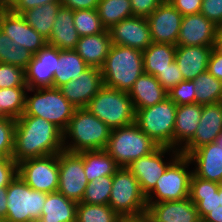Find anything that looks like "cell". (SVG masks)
Wrapping results in <instances>:
<instances>
[{"label":"cell","mask_w":222,"mask_h":222,"mask_svg":"<svg viewBox=\"0 0 222 222\" xmlns=\"http://www.w3.org/2000/svg\"><path fill=\"white\" fill-rule=\"evenodd\" d=\"M64 150L63 131L42 117L16 119L12 159L18 164L29 158L58 154Z\"/></svg>","instance_id":"1"},{"label":"cell","mask_w":222,"mask_h":222,"mask_svg":"<svg viewBox=\"0 0 222 222\" xmlns=\"http://www.w3.org/2000/svg\"><path fill=\"white\" fill-rule=\"evenodd\" d=\"M111 130L86 108H76L63 131L64 150L73 153L105 150Z\"/></svg>","instance_id":"2"},{"label":"cell","mask_w":222,"mask_h":222,"mask_svg":"<svg viewBox=\"0 0 222 222\" xmlns=\"http://www.w3.org/2000/svg\"><path fill=\"white\" fill-rule=\"evenodd\" d=\"M144 73L142 51L115 44L101 68L104 86L127 93Z\"/></svg>","instance_id":"3"},{"label":"cell","mask_w":222,"mask_h":222,"mask_svg":"<svg viewBox=\"0 0 222 222\" xmlns=\"http://www.w3.org/2000/svg\"><path fill=\"white\" fill-rule=\"evenodd\" d=\"M75 109L59 88H28L25 111L21 116L42 117L64 131Z\"/></svg>","instance_id":"4"},{"label":"cell","mask_w":222,"mask_h":222,"mask_svg":"<svg viewBox=\"0 0 222 222\" xmlns=\"http://www.w3.org/2000/svg\"><path fill=\"white\" fill-rule=\"evenodd\" d=\"M111 129L135 123V108L129 93L103 86L85 107Z\"/></svg>","instance_id":"5"},{"label":"cell","mask_w":222,"mask_h":222,"mask_svg":"<svg viewBox=\"0 0 222 222\" xmlns=\"http://www.w3.org/2000/svg\"><path fill=\"white\" fill-rule=\"evenodd\" d=\"M159 145L148 137L135 123L111 130L105 151L119 167L155 151Z\"/></svg>","instance_id":"6"},{"label":"cell","mask_w":222,"mask_h":222,"mask_svg":"<svg viewBox=\"0 0 222 222\" xmlns=\"http://www.w3.org/2000/svg\"><path fill=\"white\" fill-rule=\"evenodd\" d=\"M135 124L161 147L173 148L177 105L168 97L153 106L135 110Z\"/></svg>","instance_id":"7"},{"label":"cell","mask_w":222,"mask_h":222,"mask_svg":"<svg viewBox=\"0 0 222 222\" xmlns=\"http://www.w3.org/2000/svg\"><path fill=\"white\" fill-rule=\"evenodd\" d=\"M108 205L120 217L146 214V196L142 193L137 178L126 167H120L112 176Z\"/></svg>","instance_id":"8"},{"label":"cell","mask_w":222,"mask_h":222,"mask_svg":"<svg viewBox=\"0 0 222 222\" xmlns=\"http://www.w3.org/2000/svg\"><path fill=\"white\" fill-rule=\"evenodd\" d=\"M192 168L189 157L180 154L156 181L155 188L146 196L147 203L188 198Z\"/></svg>","instance_id":"9"},{"label":"cell","mask_w":222,"mask_h":222,"mask_svg":"<svg viewBox=\"0 0 222 222\" xmlns=\"http://www.w3.org/2000/svg\"><path fill=\"white\" fill-rule=\"evenodd\" d=\"M47 194L32 189L17 174L7 186L6 220L31 222L33 219L41 218Z\"/></svg>","instance_id":"10"},{"label":"cell","mask_w":222,"mask_h":222,"mask_svg":"<svg viewBox=\"0 0 222 222\" xmlns=\"http://www.w3.org/2000/svg\"><path fill=\"white\" fill-rule=\"evenodd\" d=\"M180 154L174 148L159 146L152 153L132 161L126 168L137 178L142 193L147 196L155 188L156 181Z\"/></svg>","instance_id":"11"},{"label":"cell","mask_w":222,"mask_h":222,"mask_svg":"<svg viewBox=\"0 0 222 222\" xmlns=\"http://www.w3.org/2000/svg\"><path fill=\"white\" fill-rule=\"evenodd\" d=\"M18 176L32 189L45 193L58 190V154L29 158L18 163Z\"/></svg>","instance_id":"12"},{"label":"cell","mask_w":222,"mask_h":222,"mask_svg":"<svg viewBox=\"0 0 222 222\" xmlns=\"http://www.w3.org/2000/svg\"><path fill=\"white\" fill-rule=\"evenodd\" d=\"M58 192L67 199L80 203L88 185L84 172L83 157L79 153L61 151L58 153Z\"/></svg>","instance_id":"13"},{"label":"cell","mask_w":222,"mask_h":222,"mask_svg":"<svg viewBox=\"0 0 222 222\" xmlns=\"http://www.w3.org/2000/svg\"><path fill=\"white\" fill-rule=\"evenodd\" d=\"M189 199L196 205L202 222H222V184L192 174Z\"/></svg>","instance_id":"14"},{"label":"cell","mask_w":222,"mask_h":222,"mask_svg":"<svg viewBox=\"0 0 222 222\" xmlns=\"http://www.w3.org/2000/svg\"><path fill=\"white\" fill-rule=\"evenodd\" d=\"M0 29L13 43L20 44L33 54L48 44L47 39L27 24L21 14L14 13L10 8L0 13Z\"/></svg>","instance_id":"15"},{"label":"cell","mask_w":222,"mask_h":222,"mask_svg":"<svg viewBox=\"0 0 222 222\" xmlns=\"http://www.w3.org/2000/svg\"><path fill=\"white\" fill-rule=\"evenodd\" d=\"M183 15L169 1H163L148 17L154 43L177 44Z\"/></svg>","instance_id":"16"},{"label":"cell","mask_w":222,"mask_h":222,"mask_svg":"<svg viewBox=\"0 0 222 222\" xmlns=\"http://www.w3.org/2000/svg\"><path fill=\"white\" fill-rule=\"evenodd\" d=\"M109 30L111 43L144 51L153 42L146 17L131 16L114 24Z\"/></svg>","instance_id":"17"},{"label":"cell","mask_w":222,"mask_h":222,"mask_svg":"<svg viewBox=\"0 0 222 222\" xmlns=\"http://www.w3.org/2000/svg\"><path fill=\"white\" fill-rule=\"evenodd\" d=\"M58 60L59 49L48 44L35 53L25 69L27 87L52 88Z\"/></svg>","instance_id":"18"},{"label":"cell","mask_w":222,"mask_h":222,"mask_svg":"<svg viewBox=\"0 0 222 222\" xmlns=\"http://www.w3.org/2000/svg\"><path fill=\"white\" fill-rule=\"evenodd\" d=\"M188 157L196 177L222 183V131L215 142L200 146Z\"/></svg>","instance_id":"19"},{"label":"cell","mask_w":222,"mask_h":222,"mask_svg":"<svg viewBox=\"0 0 222 222\" xmlns=\"http://www.w3.org/2000/svg\"><path fill=\"white\" fill-rule=\"evenodd\" d=\"M218 29V26L201 13L184 15L176 45L214 46Z\"/></svg>","instance_id":"20"},{"label":"cell","mask_w":222,"mask_h":222,"mask_svg":"<svg viewBox=\"0 0 222 222\" xmlns=\"http://www.w3.org/2000/svg\"><path fill=\"white\" fill-rule=\"evenodd\" d=\"M104 86L101 69L89 67L76 80L61 86L63 96L76 108H85Z\"/></svg>","instance_id":"21"},{"label":"cell","mask_w":222,"mask_h":222,"mask_svg":"<svg viewBox=\"0 0 222 222\" xmlns=\"http://www.w3.org/2000/svg\"><path fill=\"white\" fill-rule=\"evenodd\" d=\"M222 131V102L202 105V115L193 138L180 150L188 156L205 144L215 142Z\"/></svg>","instance_id":"22"},{"label":"cell","mask_w":222,"mask_h":222,"mask_svg":"<svg viewBox=\"0 0 222 222\" xmlns=\"http://www.w3.org/2000/svg\"><path fill=\"white\" fill-rule=\"evenodd\" d=\"M146 214L155 222H201L196 205L183 200L147 203Z\"/></svg>","instance_id":"23"},{"label":"cell","mask_w":222,"mask_h":222,"mask_svg":"<svg viewBox=\"0 0 222 222\" xmlns=\"http://www.w3.org/2000/svg\"><path fill=\"white\" fill-rule=\"evenodd\" d=\"M213 46L176 45L175 62L184 80H194L208 67Z\"/></svg>","instance_id":"24"},{"label":"cell","mask_w":222,"mask_h":222,"mask_svg":"<svg viewBox=\"0 0 222 222\" xmlns=\"http://www.w3.org/2000/svg\"><path fill=\"white\" fill-rule=\"evenodd\" d=\"M202 115V104L177 106L173 148L181 150L194 136Z\"/></svg>","instance_id":"25"},{"label":"cell","mask_w":222,"mask_h":222,"mask_svg":"<svg viewBox=\"0 0 222 222\" xmlns=\"http://www.w3.org/2000/svg\"><path fill=\"white\" fill-rule=\"evenodd\" d=\"M74 10L60 6L53 23L51 36L47 40L48 45L57 47L59 50H74L79 41L73 21Z\"/></svg>","instance_id":"26"},{"label":"cell","mask_w":222,"mask_h":222,"mask_svg":"<svg viewBox=\"0 0 222 222\" xmlns=\"http://www.w3.org/2000/svg\"><path fill=\"white\" fill-rule=\"evenodd\" d=\"M111 36L106 29L97 35L82 36L74 49L89 67L101 69L111 47Z\"/></svg>","instance_id":"27"},{"label":"cell","mask_w":222,"mask_h":222,"mask_svg":"<svg viewBox=\"0 0 222 222\" xmlns=\"http://www.w3.org/2000/svg\"><path fill=\"white\" fill-rule=\"evenodd\" d=\"M135 110L153 106L168 97V92L162 87L155 76L141 75L129 91Z\"/></svg>","instance_id":"28"},{"label":"cell","mask_w":222,"mask_h":222,"mask_svg":"<svg viewBox=\"0 0 222 222\" xmlns=\"http://www.w3.org/2000/svg\"><path fill=\"white\" fill-rule=\"evenodd\" d=\"M78 203L67 199L60 192L47 194L41 219L44 222H76Z\"/></svg>","instance_id":"29"},{"label":"cell","mask_w":222,"mask_h":222,"mask_svg":"<svg viewBox=\"0 0 222 222\" xmlns=\"http://www.w3.org/2000/svg\"><path fill=\"white\" fill-rule=\"evenodd\" d=\"M89 66L75 50H59V60L53 79V88H60L76 80Z\"/></svg>","instance_id":"30"},{"label":"cell","mask_w":222,"mask_h":222,"mask_svg":"<svg viewBox=\"0 0 222 222\" xmlns=\"http://www.w3.org/2000/svg\"><path fill=\"white\" fill-rule=\"evenodd\" d=\"M176 45L152 42L142 51L145 74L157 77L175 61Z\"/></svg>","instance_id":"31"},{"label":"cell","mask_w":222,"mask_h":222,"mask_svg":"<svg viewBox=\"0 0 222 222\" xmlns=\"http://www.w3.org/2000/svg\"><path fill=\"white\" fill-rule=\"evenodd\" d=\"M84 172L88 182L102 176H113L120 168L105 150L82 151Z\"/></svg>","instance_id":"32"},{"label":"cell","mask_w":222,"mask_h":222,"mask_svg":"<svg viewBox=\"0 0 222 222\" xmlns=\"http://www.w3.org/2000/svg\"><path fill=\"white\" fill-rule=\"evenodd\" d=\"M61 6L59 0L46 3L24 11L21 15L26 23L35 29L45 39H49L53 28L54 20Z\"/></svg>","instance_id":"33"},{"label":"cell","mask_w":222,"mask_h":222,"mask_svg":"<svg viewBox=\"0 0 222 222\" xmlns=\"http://www.w3.org/2000/svg\"><path fill=\"white\" fill-rule=\"evenodd\" d=\"M193 81L196 103L203 105L222 102V81L216 79L207 70Z\"/></svg>","instance_id":"34"},{"label":"cell","mask_w":222,"mask_h":222,"mask_svg":"<svg viewBox=\"0 0 222 222\" xmlns=\"http://www.w3.org/2000/svg\"><path fill=\"white\" fill-rule=\"evenodd\" d=\"M97 11L106 29L133 16L130 0H100Z\"/></svg>","instance_id":"35"},{"label":"cell","mask_w":222,"mask_h":222,"mask_svg":"<svg viewBox=\"0 0 222 222\" xmlns=\"http://www.w3.org/2000/svg\"><path fill=\"white\" fill-rule=\"evenodd\" d=\"M33 53L12 40L0 29V63L27 68Z\"/></svg>","instance_id":"36"},{"label":"cell","mask_w":222,"mask_h":222,"mask_svg":"<svg viewBox=\"0 0 222 222\" xmlns=\"http://www.w3.org/2000/svg\"><path fill=\"white\" fill-rule=\"evenodd\" d=\"M27 89L28 87L0 89V107L9 118L18 119L24 113Z\"/></svg>","instance_id":"37"},{"label":"cell","mask_w":222,"mask_h":222,"mask_svg":"<svg viewBox=\"0 0 222 222\" xmlns=\"http://www.w3.org/2000/svg\"><path fill=\"white\" fill-rule=\"evenodd\" d=\"M120 216L108 204L78 203L76 222H118Z\"/></svg>","instance_id":"38"},{"label":"cell","mask_w":222,"mask_h":222,"mask_svg":"<svg viewBox=\"0 0 222 222\" xmlns=\"http://www.w3.org/2000/svg\"><path fill=\"white\" fill-rule=\"evenodd\" d=\"M73 21L80 37L97 35L106 30L97 9L74 10Z\"/></svg>","instance_id":"39"},{"label":"cell","mask_w":222,"mask_h":222,"mask_svg":"<svg viewBox=\"0 0 222 222\" xmlns=\"http://www.w3.org/2000/svg\"><path fill=\"white\" fill-rule=\"evenodd\" d=\"M111 189L112 176L96 178L88 182L81 202L92 205H106L109 203Z\"/></svg>","instance_id":"40"},{"label":"cell","mask_w":222,"mask_h":222,"mask_svg":"<svg viewBox=\"0 0 222 222\" xmlns=\"http://www.w3.org/2000/svg\"><path fill=\"white\" fill-rule=\"evenodd\" d=\"M16 119L0 118V156L12 158Z\"/></svg>","instance_id":"41"},{"label":"cell","mask_w":222,"mask_h":222,"mask_svg":"<svg viewBox=\"0 0 222 222\" xmlns=\"http://www.w3.org/2000/svg\"><path fill=\"white\" fill-rule=\"evenodd\" d=\"M12 87H27L25 70L15 65L0 63V89Z\"/></svg>","instance_id":"42"},{"label":"cell","mask_w":222,"mask_h":222,"mask_svg":"<svg viewBox=\"0 0 222 222\" xmlns=\"http://www.w3.org/2000/svg\"><path fill=\"white\" fill-rule=\"evenodd\" d=\"M193 80H184L168 91V98L177 106L195 104L196 96Z\"/></svg>","instance_id":"43"},{"label":"cell","mask_w":222,"mask_h":222,"mask_svg":"<svg viewBox=\"0 0 222 222\" xmlns=\"http://www.w3.org/2000/svg\"><path fill=\"white\" fill-rule=\"evenodd\" d=\"M156 79L160 82L162 87L168 92L173 87L184 81L182 73L175 61H173L169 67L162 71Z\"/></svg>","instance_id":"44"},{"label":"cell","mask_w":222,"mask_h":222,"mask_svg":"<svg viewBox=\"0 0 222 222\" xmlns=\"http://www.w3.org/2000/svg\"><path fill=\"white\" fill-rule=\"evenodd\" d=\"M200 13L222 28V0H203Z\"/></svg>","instance_id":"45"},{"label":"cell","mask_w":222,"mask_h":222,"mask_svg":"<svg viewBox=\"0 0 222 222\" xmlns=\"http://www.w3.org/2000/svg\"><path fill=\"white\" fill-rule=\"evenodd\" d=\"M18 174V164L12 158L0 159V187H7Z\"/></svg>","instance_id":"46"},{"label":"cell","mask_w":222,"mask_h":222,"mask_svg":"<svg viewBox=\"0 0 222 222\" xmlns=\"http://www.w3.org/2000/svg\"><path fill=\"white\" fill-rule=\"evenodd\" d=\"M133 16L148 17L163 0H130Z\"/></svg>","instance_id":"47"},{"label":"cell","mask_w":222,"mask_h":222,"mask_svg":"<svg viewBox=\"0 0 222 222\" xmlns=\"http://www.w3.org/2000/svg\"><path fill=\"white\" fill-rule=\"evenodd\" d=\"M202 1L203 0H170L169 2L184 16L200 13Z\"/></svg>","instance_id":"48"},{"label":"cell","mask_w":222,"mask_h":222,"mask_svg":"<svg viewBox=\"0 0 222 222\" xmlns=\"http://www.w3.org/2000/svg\"><path fill=\"white\" fill-rule=\"evenodd\" d=\"M57 0H15L9 7L14 13L22 14L28 9L35 8L37 6L44 5L50 2H56Z\"/></svg>","instance_id":"49"},{"label":"cell","mask_w":222,"mask_h":222,"mask_svg":"<svg viewBox=\"0 0 222 222\" xmlns=\"http://www.w3.org/2000/svg\"><path fill=\"white\" fill-rule=\"evenodd\" d=\"M61 6L72 10L97 9L100 0H59Z\"/></svg>","instance_id":"50"},{"label":"cell","mask_w":222,"mask_h":222,"mask_svg":"<svg viewBox=\"0 0 222 222\" xmlns=\"http://www.w3.org/2000/svg\"><path fill=\"white\" fill-rule=\"evenodd\" d=\"M207 71L216 79L222 81V56L214 49L210 56Z\"/></svg>","instance_id":"51"},{"label":"cell","mask_w":222,"mask_h":222,"mask_svg":"<svg viewBox=\"0 0 222 222\" xmlns=\"http://www.w3.org/2000/svg\"><path fill=\"white\" fill-rule=\"evenodd\" d=\"M7 216V187H0V218Z\"/></svg>","instance_id":"52"},{"label":"cell","mask_w":222,"mask_h":222,"mask_svg":"<svg viewBox=\"0 0 222 222\" xmlns=\"http://www.w3.org/2000/svg\"><path fill=\"white\" fill-rule=\"evenodd\" d=\"M213 48L222 56V28L218 29Z\"/></svg>","instance_id":"53"},{"label":"cell","mask_w":222,"mask_h":222,"mask_svg":"<svg viewBox=\"0 0 222 222\" xmlns=\"http://www.w3.org/2000/svg\"><path fill=\"white\" fill-rule=\"evenodd\" d=\"M118 222H146V214L140 216L120 217Z\"/></svg>","instance_id":"54"},{"label":"cell","mask_w":222,"mask_h":222,"mask_svg":"<svg viewBox=\"0 0 222 222\" xmlns=\"http://www.w3.org/2000/svg\"><path fill=\"white\" fill-rule=\"evenodd\" d=\"M1 3L6 7V8H9L15 0H0Z\"/></svg>","instance_id":"55"},{"label":"cell","mask_w":222,"mask_h":222,"mask_svg":"<svg viewBox=\"0 0 222 222\" xmlns=\"http://www.w3.org/2000/svg\"><path fill=\"white\" fill-rule=\"evenodd\" d=\"M0 118H9L1 109L0 107Z\"/></svg>","instance_id":"56"},{"label":"cell","mask_w":222,"mask_h":222,"mask_svg":"<svg viewBox=\"0 0 222 222\" xmlns=\"http://www.w3.org/2000/svg\"><path fill=\"white\" fill-rule=\"evenodd\" d=\"M6 7L1 3L0 1V13L5 9Z\"/></svg>","instance_id":"57"},{"label":"cell","mask_w":222,"mask_h":222,"mask_svg":"<svg viewBox=\"0 0 222 222\" xmlns=\"http://www.w3.org/2000/svg\"><path fill=\"white\" fill-rule=\"evenodd\" d=\"M146 222H155L146 214Z\"/></svg>","instance_id":"58"},{"label":"cell","mask_w":222,"mask_h":222,"mask_svg":"<svg viewBox=\"0 0 222 222\" xmlns=\"http://www.w3.org/2000/svg\"><path fill=\"white\" fill-rule=\"evenodd\" d=\"M31 222H44L41 218L33 219Z\"/></svg>","instance_id":"59"},{"label":"cell","mask_w":222,"mask_h":222,"mask_svg":"<svg viewBox=\"0 0 222 222\" xmlns=\"http://www.w3.org/2000/svg\"><path fill=\"white\" fill-rule=\"evenodd\" d=\"M0 222H8L6 219L0 218Z\"/></svg>","instance_id":"60"}]
</instances>
